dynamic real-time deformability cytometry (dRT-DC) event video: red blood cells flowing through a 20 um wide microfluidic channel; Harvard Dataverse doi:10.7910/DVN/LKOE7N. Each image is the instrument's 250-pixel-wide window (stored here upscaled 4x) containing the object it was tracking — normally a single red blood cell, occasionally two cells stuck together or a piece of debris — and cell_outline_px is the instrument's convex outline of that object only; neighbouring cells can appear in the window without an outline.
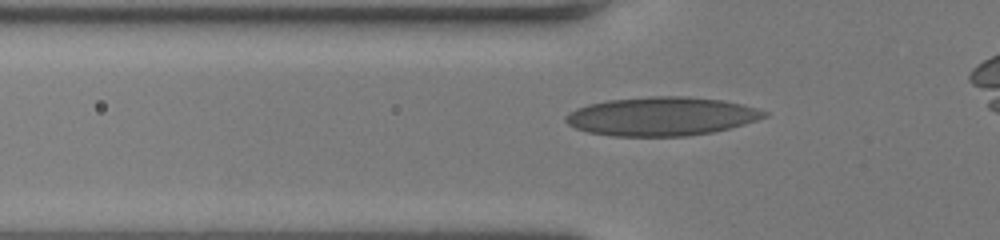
{"species": "human", "species_latin": "Homo sapiens", "temperature_condition": "room temperature", "stored_images_in_passage": 38, "camera_frame_rate_fps": 3000, "um_per_image_px": 0.085, "donor": {"sex": "female"}, "frame": {"image": 1, "passage_image": 9, "time_ms": 2.667, "image_size_px": [1000, 240], "cell_outline_px": [[768, 116], [744, 124], [712, 132], [688, 136], [612, 136], [588, 132], [576, 128], [568, 124], [564, 120], [564, 116], [568, 112], [576, 108], [588, 104], [608, 100], [648, 96], [688, 96], [720, 100], [740, 104], [756, 108], [768, 112]], "centroid_in_image_um": [56.19, 9.89], "position_along_channel_um": 69.6, "area_um2": 44.8}}
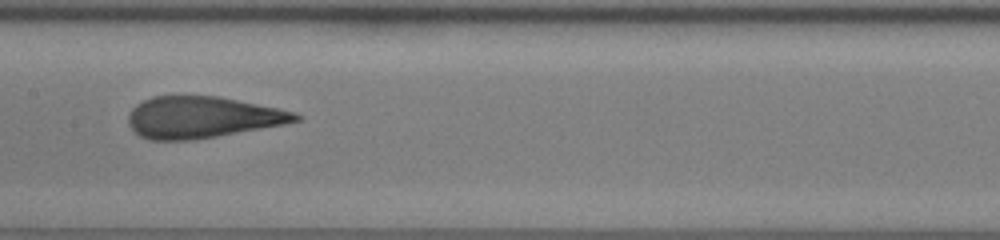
{"frame": {"image": 2, "passage_image": 18, "time_ms": 5.667, "image_size_px": [1000, 240], "cell_outline_px": [[300, 120], [284, 124], [216, 136], [192, 140], [148, 140], [140, 136], [128, 124], [128, 116], [132, 108], [136, 104], [152, 96], [220, 96], [296, 112], [300, 116]], "centroid_in_image_um": [17.16, 9.96], "position_along_channel_um": 190.2, "area_um2": 40.23}}
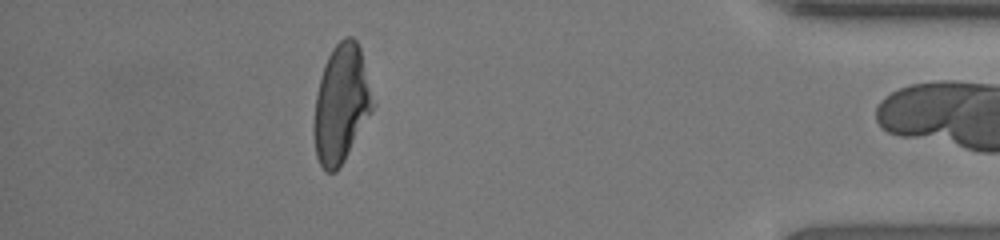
{"frame": {"image": 3, "passage_image": 37, "time_ms": 12.0, "image_size_px": [1000, 240], "cell_outline_px": [[376, 104], [372, 112], [344, 160], [336, 172], [324, 172], [316, 156], [312, 132], [312, 128], [316, 96], [320, 76], [324, 64], [332, 48], [344, 36], [352, 36], [356, 40], [360, 48]], "centroid_in_image_um": [29.0, 8.83], "position_along_channel_um": 406.2, "area_um2": 40.92}}